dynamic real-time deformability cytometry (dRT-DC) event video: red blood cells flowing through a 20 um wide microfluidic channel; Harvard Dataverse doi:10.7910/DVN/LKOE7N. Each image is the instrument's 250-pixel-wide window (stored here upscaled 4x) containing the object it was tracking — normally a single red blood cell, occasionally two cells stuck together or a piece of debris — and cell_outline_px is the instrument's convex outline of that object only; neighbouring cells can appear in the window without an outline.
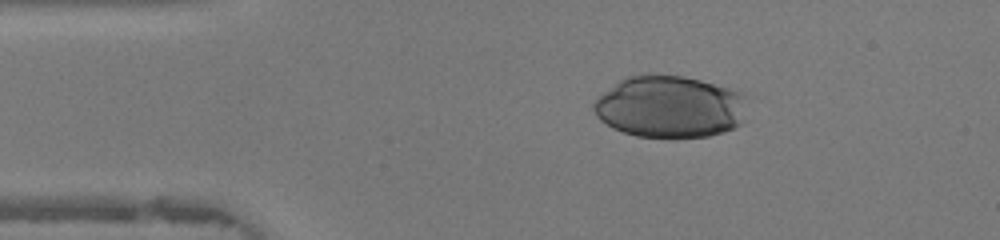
{"species": "human", "species_latin": "Homo sapiens", "temperature_condition": "warm", "stored_images_in_passage": 37, "camera_frame_rate_fps": 3000, "um_per_image_px": 0.085, "donor": {"sex": "female"}, "frame": {"image": 1, "passage_image": 8, "time_ms": 2.333, "image_size_px": [1000, 240], "cell_outline_px": [[744, 96], [740, 124], [724, 132], [708, 136], [672, 140], [636, 136], [612, 128], [600, 120], [596, 116], [592, 108], [592, 104], [604, 92], [624, 76], [648, 72], [684, 76], [700, 80], [728, 88], [740, 92]], "centroid_in_image_um": [56.85, 9.08], "position_along_channel_um": 28.2, "area_um2": 56.3}}
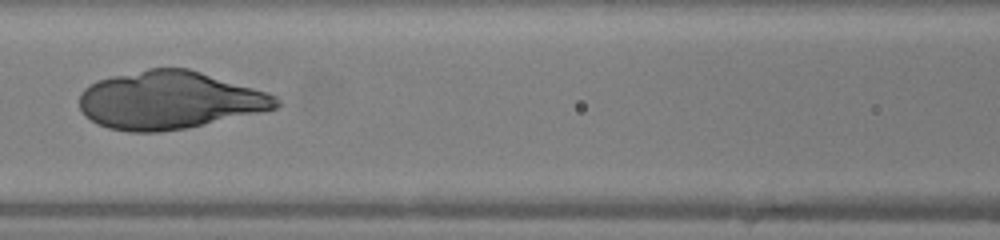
{"frame": {"image": 2, "passage_image": 20, "time_ms": 6.333, "image_size_px": [1000, 240], "cell_outline_px": [[280, 104], [276, 108], [184, 128], [156, 132], [128, 132], [108, 128], [96, 124], [84, 116], [80, 108], [80, 92], [84, 88], [96, 80], [112, 76], [148, 68], [188, 68], [268, 92], [276, 96], [280, 100]], "centroid_in_image_um": [14.35, 8.51], "position_along_channel_um": 152.3, "area_um2": 66.07}}
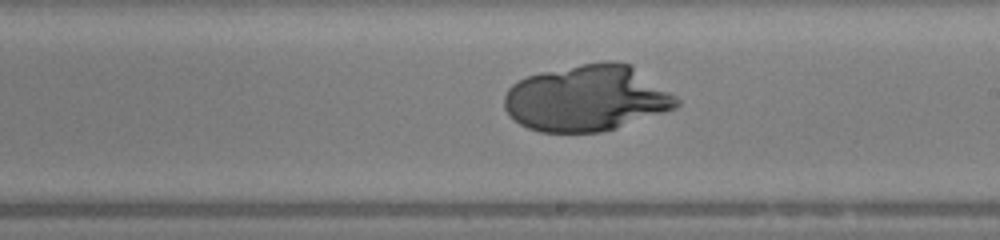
{"frame": {"image": 3, "passage_image": 26, "time_ms": 8.333, "image_size_px": [1000, 240], "cell_outline_px": [[680, 104], [676, 108], [616, 128], [600, 132], [540, 132], [528, 128], [520, 124], [504, 108], [504, 96], [508, 88], [512, 84], [528, 76], [540, 72], [580, 64], [604, 60], [616, 60], [628, 64], [676, 96], [680, 100]], "centroid_in_image_um": [49.87, 8.35], "position_along_channel_um": 239.1, "area_um2": 66.07}}